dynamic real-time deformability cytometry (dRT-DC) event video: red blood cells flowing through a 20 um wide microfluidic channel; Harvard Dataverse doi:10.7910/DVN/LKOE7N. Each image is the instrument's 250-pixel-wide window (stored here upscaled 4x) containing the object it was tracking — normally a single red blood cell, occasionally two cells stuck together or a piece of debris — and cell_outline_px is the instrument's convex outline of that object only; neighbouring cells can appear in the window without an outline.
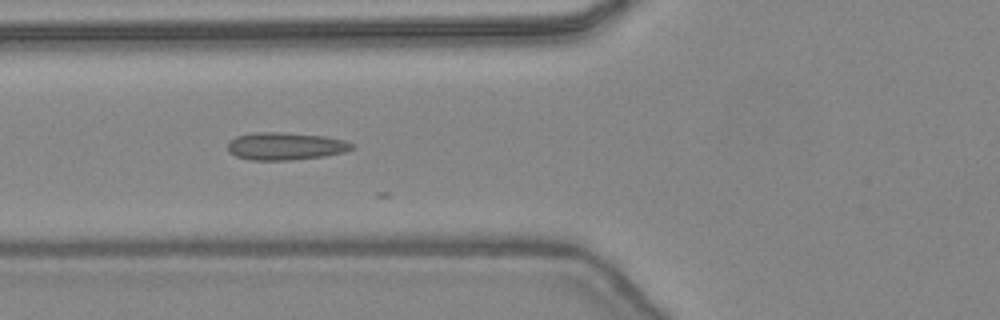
{"species": "common noctule bat (a hibernating species)", "species_latin": "Nyctalus noctula", "temperature_condition": "warm", "stored_images_in_passage": 23, "camera_frame_rate_fps": 3000, "um_per_image_px": 0.085, "animal": {"sex": "female", "body_mass_g": 24.6, "forearm_length_mm": 56.2}, "frame": {"image": 1, "passage_image": 19, "time_ms": 6.0, "image_size_px": [1000, 320], "cell_outline_px": [[356, 148], [344, 152], [324, 156], [288, 160], [252, 160], [236, 156], [228, 152], [228, 140], [236, 136], [252, 132], [280, 132], [324, 136], [344, 140], [356, 144]], "centroid_in_image_um": [24.26, 12.42], "position_along_channel_um": 101.5, "area_um2": 20.11}}
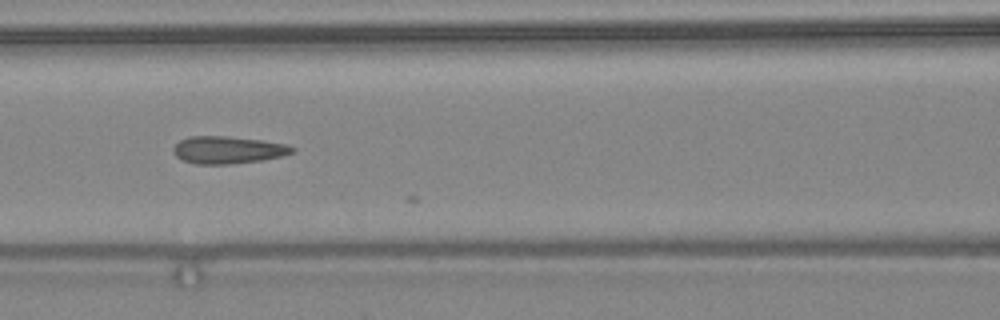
{"frame": {"image": 2, "passage_image": 22, "time_ms": 7.0, "image_size_px": [1000, 320], "cell_outline_px": [[296, 152], [280, 156], [260, 160], [228, 164], [196, 164], [184, 160], [176, 156], [172, 152], [172, 148], [180, 140], [188, 136], [228, 136], [260, 140], [288, 144], [296, 148]], "centroid_in_image_um": [19.37, 12.73], "position_along_channel_um": 147.2, "area_um2": 18.96}}